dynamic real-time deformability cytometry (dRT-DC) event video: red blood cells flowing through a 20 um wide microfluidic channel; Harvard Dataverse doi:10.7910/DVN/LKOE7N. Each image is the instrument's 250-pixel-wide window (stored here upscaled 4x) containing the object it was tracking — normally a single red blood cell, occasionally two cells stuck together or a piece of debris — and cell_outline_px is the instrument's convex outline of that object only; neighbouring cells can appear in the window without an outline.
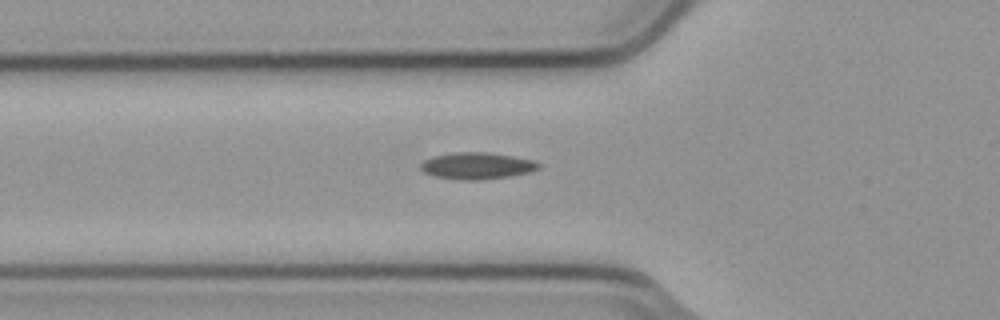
{"species": "common noctule bat (a hibernating species)", "species_latin": "Nyctalus noctula", "temperature_condition": "cold", "stored_images_in_passage": 5, "camera_frame_rate_fps": 3000, "um_per_image_px": 0.085, "animal": {"sex": "male", "body_mass_g": 23.1, "forearm_length_mm": 52.7}, "frame": {"image": 1, "passage_image": 5, "time_ms": 1.333, "image_size_px": [1000, 320], "cell_outline_px": [[540, 168], [528, 172], [508, 176], [476, 180], [460, 180], [436, 176], [424, 172], [420, 168], [420, 164], [424, 160], [432, 156], [456, 152], [488, 152], [536, 160], [540, 164]], "centroid_in_image_um": [40.54, 14.08], "position_along_channel_um": 85.3, "area_um2": 18.26}}